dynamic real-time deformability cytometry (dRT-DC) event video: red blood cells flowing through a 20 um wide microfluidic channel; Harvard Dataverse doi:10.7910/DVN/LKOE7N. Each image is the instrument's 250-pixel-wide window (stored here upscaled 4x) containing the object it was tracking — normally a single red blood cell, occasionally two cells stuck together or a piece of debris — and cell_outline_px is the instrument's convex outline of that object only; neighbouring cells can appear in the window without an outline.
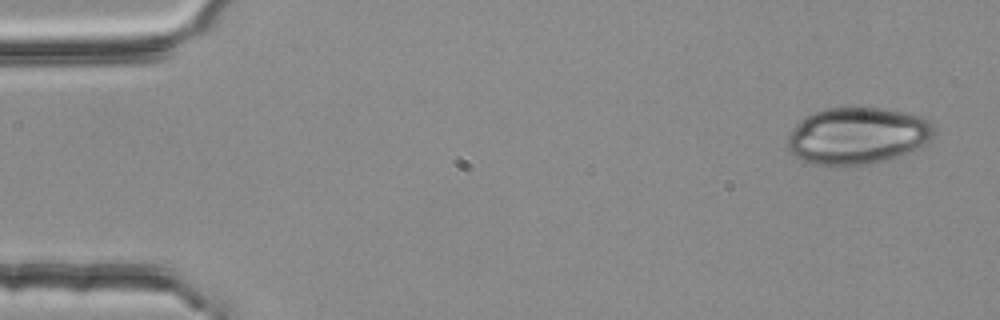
{"species": "common noctule bat (a hibernating species)", "species_latin": "Nyctalus noctula", "temperature_condition": "room temperature", "stored_images_in_passage": 4, "camera_frame_rate_fps": 3000, "um_per_image_px": 0.085, "animal": {"sex": "female", "body_mass_g": 25.1}, "frame": {"image": 1, "passage_image": 1, "time_ms": 0.0, "image_size_px": [1000, 320], "cell_outline_px": [[936, 132], [920, 148], [900, 156], [868, 164], [812, 164], [796, 156], [788, 148], [788, 136], [796, 124], [804, 116], [824, 108], [880, 108], [904, 112], [920, 116], [928, 120], [936, 128]], "centroid_in_image_um": [72.91, 11.52], "position_along_channel_um": 12.1, "area_um2": 48.21}}